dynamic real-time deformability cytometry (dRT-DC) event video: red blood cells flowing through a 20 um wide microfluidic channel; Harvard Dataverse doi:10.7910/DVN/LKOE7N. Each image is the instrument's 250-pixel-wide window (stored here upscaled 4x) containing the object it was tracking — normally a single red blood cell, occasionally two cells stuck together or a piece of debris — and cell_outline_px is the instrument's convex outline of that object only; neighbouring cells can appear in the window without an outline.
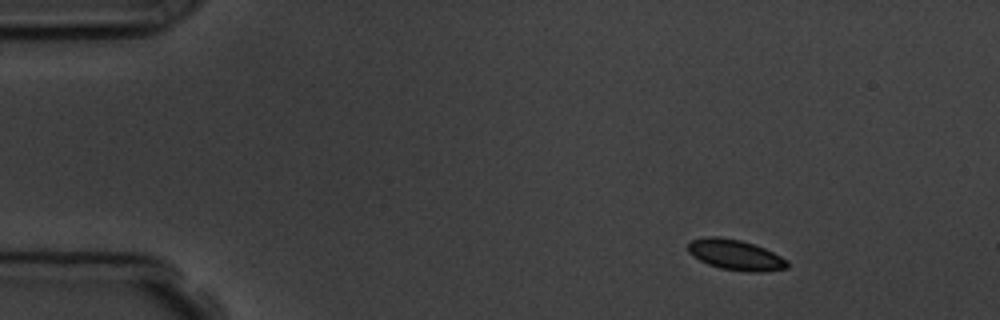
{"species": "common noctule bat (a hibernating species)", "species_latin": "Nyctalus noctula", "temperature_condition": "room temperature", "stored_images_in_passage": 3, "camera_frame_rate_fps": 3000, "um_per_image_px": 0.085, "animal": {"sex": "male", "body_mass_g": 19.5, "forearm_length_mm": 54.6}, "frame": {"image": 1, "passage_image": 1, "time_ms": 0.0, "image_size_px": [1000, 320], "cell_outline_px": [[788, 268], [764, 272], [748, 272], [720, 268], [708, 264], [692, 256], [688, 252], [688, 244], [692, 240], [704, 236], [720, 236], [740, 240], [764, 248], [788, 260]], "centroid_in_image_um": [62.5, 21.66], "position_along_channel_um": 22.5, "area_um2": 17.69}}